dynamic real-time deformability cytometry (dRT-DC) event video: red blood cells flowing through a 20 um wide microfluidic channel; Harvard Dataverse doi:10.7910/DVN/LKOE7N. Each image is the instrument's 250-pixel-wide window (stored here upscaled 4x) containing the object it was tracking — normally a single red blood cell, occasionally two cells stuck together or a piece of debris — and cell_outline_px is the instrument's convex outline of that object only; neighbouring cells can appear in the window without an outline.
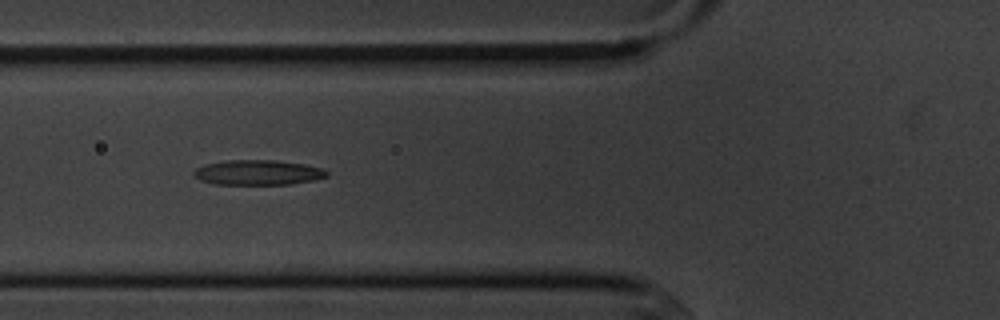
{"species": "common noctule bat (a hibernating species)", "species_latin": "Nyctalus noctula", "temperature_condition": "cold", "stored_images_in_passage": 8, "camera_frame_rate_fps": 3000, "um_per_image_px": 0.085, "animal": {"sex": "male", "body_mass_g": 20.1, "forearm_length_mm": 53.5}, "frame": {"image": 1, "passage_image": 5, "time_ms": 5.333, "image_size_px": [1000, 320], "cell_outline_px": [[328, 176], [316, 180], [288, 184], [216, 184], [200, 180], [192, 172], [196, 168], [204, 164], [228, 160], [276, 160], [304, 164], [324, 168], [328, 172]], "centroid_in_image_um": [21.95, 14.65], "position_along_channel_um": 103.8, "area_um2": 19.42}}
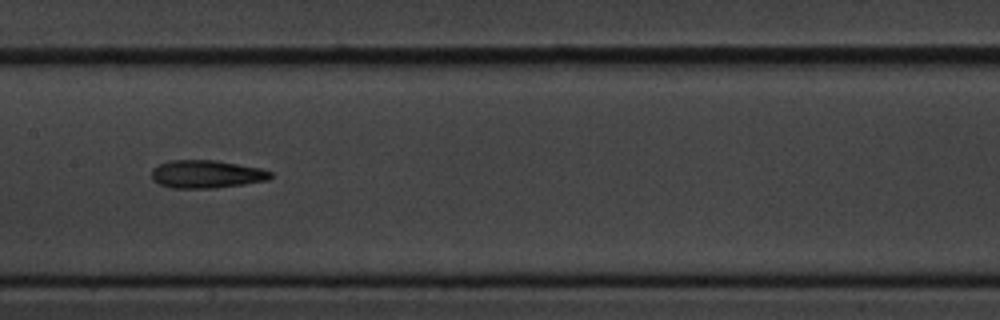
{"frame": {"image": 2, "passage_image": 7, "time_ms": 7.667, "image_size_px": [1000, 320], "cell_outline_px": [[272, 176], [268, 180], [244, 184], [212, 188], [172, 188], [160, 184], [152, 180], [152, 168], [168, 160], [216, 160], [260, 168], [272, 172]], "centroid_in_image_um": [17.54, 14.8], "position_along_channel_um": 189.9, "area_um2": 19.36}}
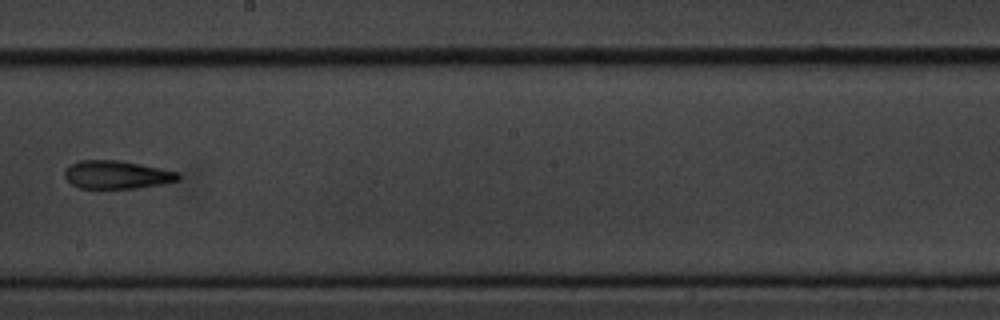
{"frame": {"image": 3, "passage_image": 8, "time_ms": 9.0, "image_size_px": [1000, 320], "cell_outline_px": [[180, 180], [164, 184], [136, 188], [80, 188], [72, 184], [64, 176], [64, 172], [68, 164], [80, 160], [120, 160], [180, 172]], "centroid_in_image_um": [9.94, 14.84], "position_along_channel_um": 238.3, "area_um2": 18.79}}